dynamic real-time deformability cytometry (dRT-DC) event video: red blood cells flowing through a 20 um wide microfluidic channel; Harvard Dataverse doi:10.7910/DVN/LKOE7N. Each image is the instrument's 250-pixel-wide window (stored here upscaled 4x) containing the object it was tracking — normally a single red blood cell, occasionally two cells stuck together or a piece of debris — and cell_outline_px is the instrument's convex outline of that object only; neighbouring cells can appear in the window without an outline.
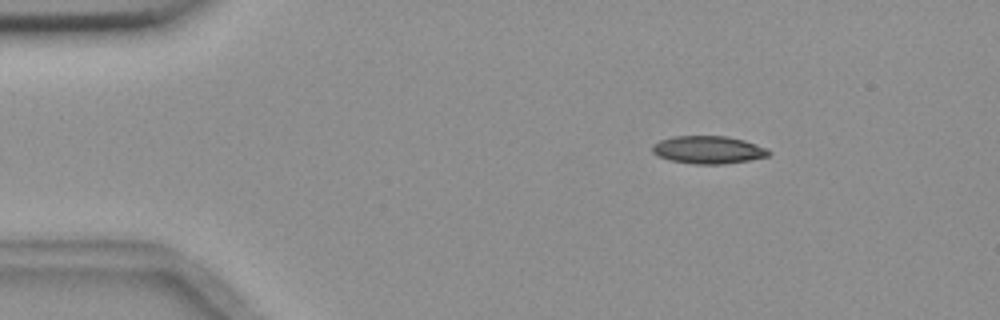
{"species": "common noctule bat (a hibernating species)", "species_latin": "Nyctalus noctula", "temperature_condition": "room temperature", "stored_images_in_passage": 3, "camera_frame_rate_fps": 3000, "um_per_image_px": 0.085, "animal": {"sex": "female", "body_mass_g": 18.4}, "frame": {"image": 1, "passage_image": 2, "time_ms": 1.0, "image_size_px": [1000, 320], "cell_outline_px": [[772, 152], [768, 156], [748, 160], [720, 164], [696, 164], [672, 160], [660, 156], [652, 152], [652, 144], [660, 140], [672, 136], [724, 136], [744, 140], [768, 148]], "centroid_in_image_um": [60.21, 12.72], "position_along_channel_um": 24.8, "area_um2": 18.67}}